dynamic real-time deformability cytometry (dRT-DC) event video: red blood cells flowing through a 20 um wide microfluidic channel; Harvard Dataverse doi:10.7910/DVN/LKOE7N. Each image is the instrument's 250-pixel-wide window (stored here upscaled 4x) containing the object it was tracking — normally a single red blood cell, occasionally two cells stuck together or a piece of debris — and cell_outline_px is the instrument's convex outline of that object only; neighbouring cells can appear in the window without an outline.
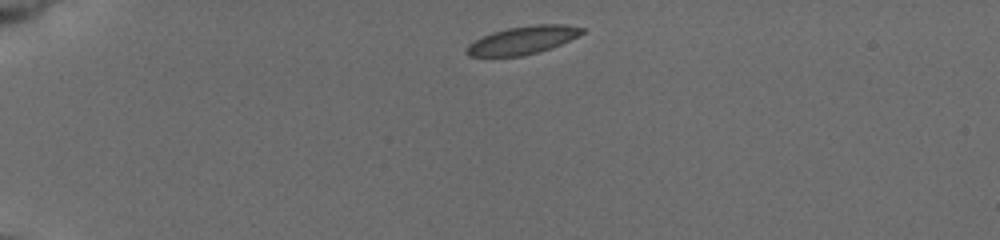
{"species": "common noctule bat (a hibernating species)", "species_latin": "Nyctalus noctula", "temperature_condition": "cold", "stored_images_in_passage": 34, "camera_frame_rate_fps": 3000, "um_per_image_px": 0.085, "animal": {"sex": "female", "body_mass_g": 19.5, "forearm_length_mm": 54.1}, "frame": {"image": 1, "passage_image": 1, "time_ms": 0.0, "image_size_px": [1000, 240], "cell_outline_px": [[584, 32], [552, 48], [520, 56], [468, 56], [464, 52], [464, 48], [468, 44], [492, 32], [508, 28], [532, 24], [564, 24], [584, 28]], "centroid_in_image_um": [44.39, 3.41], "position_along_channel_um": 40.6, "area_um2": 18.67}}
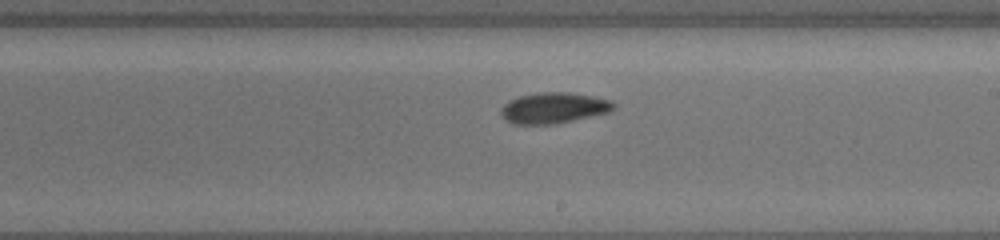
{"frame": {"image": 2, "passage_image": 20, "time_ms": 7.0, "image_size_px": [1000, 240], "cell_outline_px": [[616, 108], [608, 112], [556, 124], [512, 124], [500, 116], [500, 108], [508, 100], [520, 96], [540, 92], [568, 92], [592, 96], [612, 100], [616, 104]], "centroid_in_image_um": [47.04, 9.17], "position_along_channel_um": 242.0, "area_um2": 20.4}}
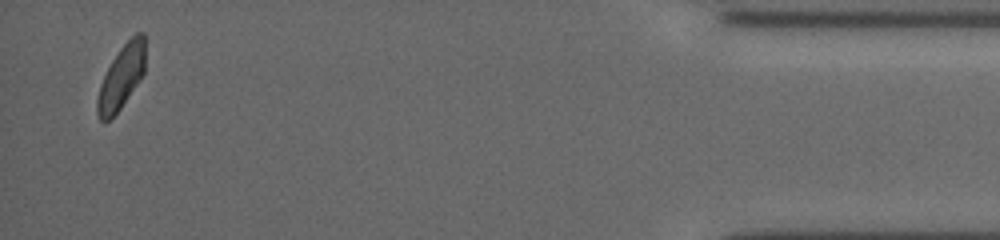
{"frame": {"image": 3, "passage_image": 34, "time_ms": 13.667, "image_size_px": [1000, 240], "cell_outline_px": [[144, 72], [120, 108], [108, 120], [100, 120], [96, 112], [96, 100], [100, 84], [112, 60], [120, 48], [136, 32], [144, 32]], "centroid_in_image_um": [10.3, 6.54], "position_along_channel_um": 424.9, "area_um2": 17.28}, "authors_computed_cell_mechanics": {"area_um2": 19.1896, "velocity_mm_per_s": 3.7062, "shape_relaxation_time_tau1_ms": 2.1723, "shape_relaxation_time_tau2_ms": null, "deformation_change_tau1": 0.0972, "deformation_change_tau2": null}}